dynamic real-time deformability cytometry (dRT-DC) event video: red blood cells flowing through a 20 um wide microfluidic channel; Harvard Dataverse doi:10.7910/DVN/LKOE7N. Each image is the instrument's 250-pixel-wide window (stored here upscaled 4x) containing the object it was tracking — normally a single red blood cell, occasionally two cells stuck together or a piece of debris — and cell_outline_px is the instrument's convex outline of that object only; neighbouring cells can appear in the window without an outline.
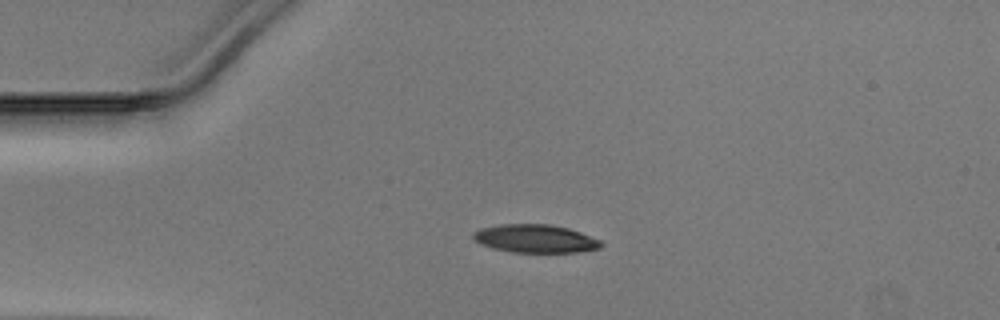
{"species": "Egyptian fruit bat (a non-hibernating species)", "species_latin": "Rousettus aegyptiacus", "temperature_condition": "warm", "stored_images_in_passage": 39, "camera_frame_rate_fps": 3000, "um_per_image_px": 0.085, "animal": {"sex": "male"}, "frame": {"image": 1, "passage_image": 1, "time_ms": 0.0, "image_size_px": [1000, 320], "cell_outline_px": [[604, 244], [600, 248], [576, 252], [512, 252], [492, 248], [480, 244], [472, 236], [472, 232], [480, 228], [500, 224], [552, 224], [568, 228], [580, 232], [600, 240]], "centroid_in_image_um": [45.48, 20.27], "position_along_channel_um": 39.5, "area_um2": 21.04}}
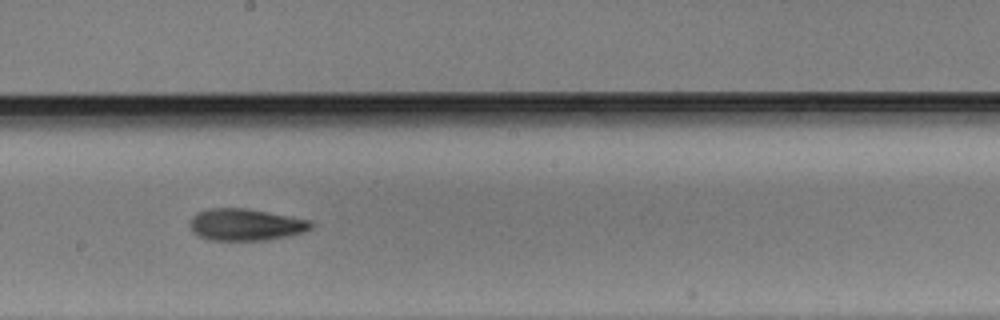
{"frame": {"image": 2, "passage_image": 17, "time_ms": 5.333, "image_size_px": [1000, 320], "cell_outline_px": [[312, 228], [304, 232], [288, 236], [268, 240], [208, 240], [192, 232], [188, 224], [188, 220], [196, 212], [208, 208], [244, 208], [268, 212], [312, 220]], "centroid_in_image_um": [20.84, 19.09], "position_along_channel_um": 227.4, "area_um2": 22.77}}
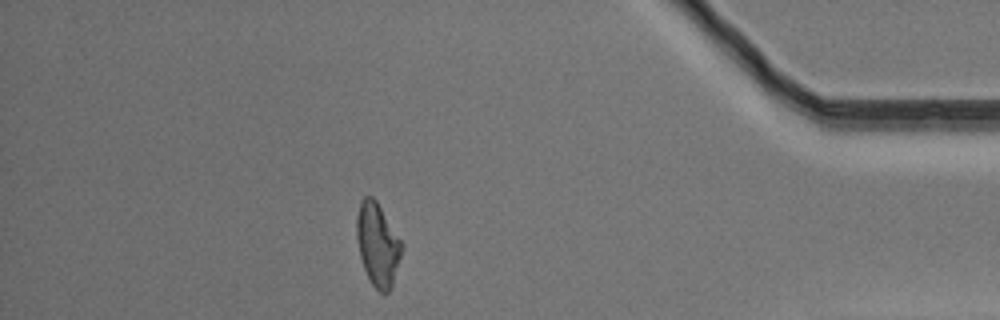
{"frame": {"image": 3, "passage_image": 33, "time_ms": 10.667, "image_size_px": [1000, 320], "cell_outline_px": [[400, 256], [392, 284], [388, 292], [380, 292], [372, 284], [364, 268], [360, 256], [356, 236], [356, 216], [360, 200], [364, 196], [372, 196], [376, 200], [400, 240]], "centroid_in_image_um": [32.04, 20.74], "position_along_channel_um": 403.2, "area_um2": 21.15}}